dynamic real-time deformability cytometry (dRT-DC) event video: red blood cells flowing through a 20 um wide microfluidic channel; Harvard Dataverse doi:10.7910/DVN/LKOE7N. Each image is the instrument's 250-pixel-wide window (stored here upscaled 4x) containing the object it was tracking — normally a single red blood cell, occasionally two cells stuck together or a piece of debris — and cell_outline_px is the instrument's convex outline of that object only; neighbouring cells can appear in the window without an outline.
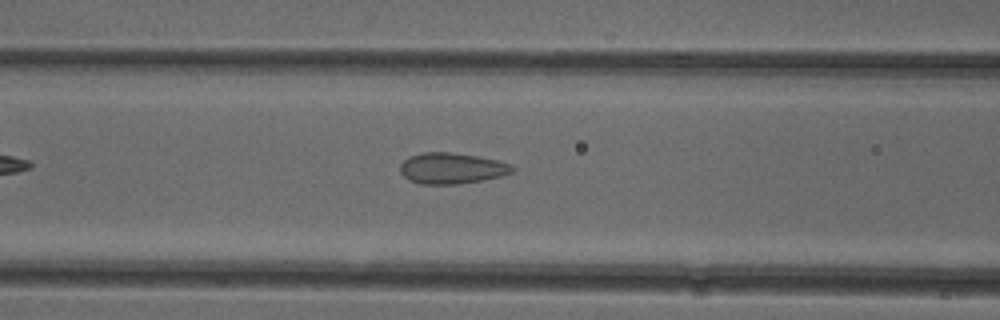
{"species": "common noctule bat (a hibernating species)", "species_latin": "Nyctalus noctula", "temperature_condition": "cold", "stored_images_in_passage": 27, "camera_frame_rate_fps": 3000, "um_per_image_px": 0.085, "animal": {"sex": "female"}, "frame": {"image": 1, "passage_image": 6, "time_ms": 1.667, "image_size_px": [1000, 320], "cell_outline_px": [[516, 168], [512, 172], [500, 176], [480, 180], [456, 184], [420, 184], [408, 180], [400, 172], [400, 164], [408, 156], [424, 152], [452, 152], [476, 156], [496, 160], [512, 164]], "centroid_in_image_um": [38.36, 14.3], "position_along_channel_um": 128.2, "area_um2": 20.23}}
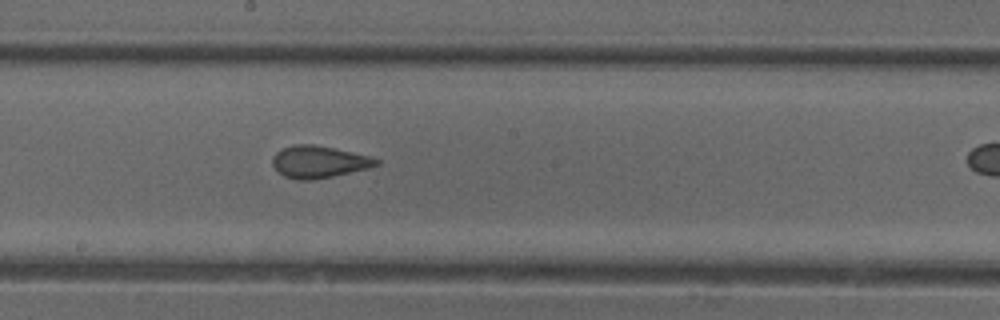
{"frame": {"image": 2, "passage_image": 13, "time_ms": 4.0, "image_size_px": [1000, 320], "cell_outline_px": [[380, 164], [368, 168], [332, 176], [312, 180], [296, 180], [284, 176], [272, 164], [272, 156], [276, 152], [292, 144], [312, 144], [332, 148], [368, 156], [380, 160]], "centroid_in_image_um": [27.07, 13.76], "position_along_channel_um": 221.1, "area_um2": 19.13}}
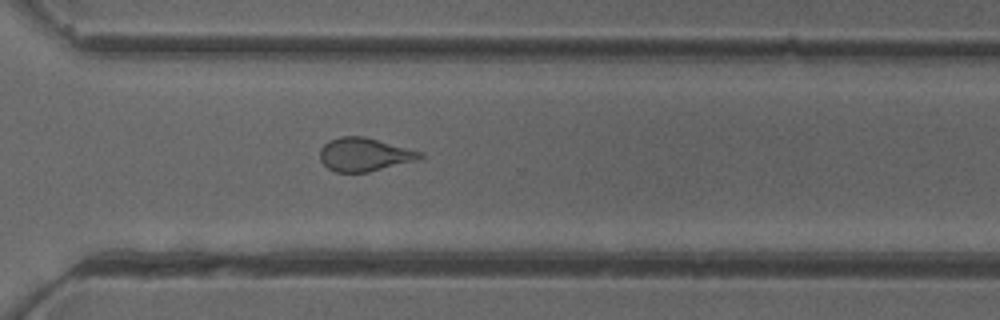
{"frame": {"image": 3, "passage_image": 22, "time_ms": 7.0, "image_size_px": [1000, 320], "cell_outline_px": [[424, 156], [416, 160], [368, 172], [336, 172], [328, 168], [320, 160], [320, 148], [328, 140], [340, 136], [364, 136], [424, 152]], "centroid_in_image_um": [30.96, 13.12], "position_along_channel_um": 339.6, "area_um2": 19.48}}